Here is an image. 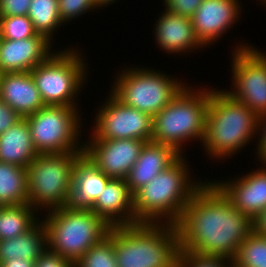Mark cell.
<instances>
[{
	"label": "cell",
	"mask_w": 266,
	"mask_h": 267,
	"mask_svg": "<svg viewBox=\"0 0 266 267\" xmlns=\"http://www.w3.org/2000/svg\"><path fill=\"white\" fill-rule=\"evenodd\" d=\"M207 181L193 194L175 223L179 249L233 260L239 245L253 232V222Z\"/></svg>",
	"instance_id": "6da1fadb"
},
{
	"label": "cell",
	"mask_w": 266,
	"mask_h": 267,
	"mask_svg": "<svg viewBox=\"0 0 266 267\" xmlns=\"http://www.w3.org/2000/svg\"><path fill=\"white\" fill-rule=\"evenodd\" d=\"M210 87V99L202 141L211 160H224L241 153L259 135L260 118L225 89ZM255 137V138H254ZM213 158V159H212Z\"/></svg>",
	"instance_id": "7a4b0ae2"
},
{
	"label": "cell",
	"mask_w": 266,
	"mask_h": 267,
	"mask_svg": "<svg viewBox=\"0 0 266 267\" xmlns=\"http://www.w3.org/2000/svg\"><path fill=\"white\" fill-rule=\"evenodd\" d=\"M185 156L133 194L138 222L175 224L179 220L193 194L206 182L190 175Z\"/></svg>",
	"instance_id": "3957f363"
},
{
	"label": "cell",
	"mask_w": 266,
	"mask_h": 267,
	"mask_svg": "<svg viewBox=\"0 0 266 267\" xmlns=\"http://www.w3.org/2000/svg\"><path fill=\"white\" fill-rule=\"evenodd\" d=\"M179 250L175 224L114 226L117 267H177Z\"/></svg>",
	"instance_id": "277c9868"
},
{
	"label": "cell",
	"mask_w": 266,
	"mask_h": 267,
	"mask_svg": "<svg viewBox=\"0 0 266 267\" xmlns=\"http://www.w3.org/2000/svg\"><path fill=\"white\" fill-rule=\"evenodd\" d=\"M194 87L187 84L167 106L153 116L151 142L172 146L181 155L186 152L185 144L188 141L199 140L202 143L210 86Z\"/></svg>",
	"instance_id": "5b68a950"
},
{
	"label": "cell",
	"mask_w": 266,
	"mask_h": 267,
	"mask_svg": "<svg viewBox=\"0 0 266 267\" xmlns=\"http://www.w3.org/2000/svg\"><path fill=\"white\" fill-rule=\"evenodd\" d=\"M44 219V220H43ZM48 249L75 265L95 244L101 242L111 226L90 208L69 205L47 211L42 218Z\"/></svg>",
	"instance_id": "8992f818"
},
{
	"label": "cell",
	"mask_w": 266,
	"mask_h": 267,
	"mask_svg": "<svg viewBox=\"0 0 266 267\" xmlns=\"http://www.w3.org/2000/svg\"><path fill=\"white\" fill-rule=\"evenodd\" d=\"M75 48L54 51L30 71L45 105L79 107L76 98L86 85L89 67Z\"/></svg>",
	"instance_id": "52a82bcc"
},
{
	"label": "cell",
	"mask_w": 266,
	"mask_h": 267,
	"mask_svg": "<svg viewBox=\"0 0 266 267\" xmlns=\"http://www.w3.org/2000/svg\"><path fill=\"white\" fill-rule=\"evenodd\" d=\"M83 153L38 154L26 168L28 203L38 212L69 204L76 162Z\"/></svg>",
	"instance_id": "ba28073f"
},
{
	"label": "cell",
	"mask_w": 266,
	"mask_h": 267,
	"mask_svg": "<svg viewBox=\"0 0 266 267\" xmlns=\"http://www.w3.org/2000/svg\"><path fill=\"white\" fill-rule=\"evenodd\" d=\"M110 92L124 105L152 117L167 106L187 85L164 71L150 67L122 68L116 73Z\"/></svg>",
	"instance_id": "9c48e42d"
},
{
	"label": "cell",
	"mask_w": 266,
	"mask_h": 267,
	"mask_svg": "<svg viewBox=\"0 0 266 267\" xmlns=\"http://www.w3.org/2000/svg\"><path fill=\"white\" fill-rule=\"evenodd\" d=\"M81 114L78 107L45 105L26 116L38 154L83 153Z\"/></svg>",
	"instance_id": "30bf717a"
},
{
	"label": "cell",
	"mask_w": 266,
	"mask_h": 267,
	"mask_svg": "<svg viewBox=\"0 0 266 267\" xmlns=\"http://www.w3.org/2000/svg\"><path fill=\"white\" fill-rule=\"evenodd\" d=\"M238 44L231 52L234 87L225 91L261 118L266 115V53L252 44Z\"/></svg>",
	"instance_id": "8fae6325"
},
{
	"label": "cell",
	"mask_w": 266,
	"mask_h": 267,
	"mask_svg": "<svg viewBox=\"0 0 266 267\" xmlns=\"http://www.w3.org/2000/svg\"><path fill=\"white\" fill-rule=\"evenodd\" d=\"M103 103L95 111L93 131L89 133L88 139H137L151 142V115L124 105L111 92Z\"/></svg>",
	"instance_id": "7c38bea8"
},
{
	"label": "cell",
	"mask_w": 266,
	"mask_h": 267,
	"mask_svg": "<svg viewBox=\"0 0 266 267\" xmlns=\"http://www.w3.org/2000/svg\"><path fill=\"white\" fill-rule=\"evenodd\" d=\"M83 154L106 176L126 179L145 141L137 139L83 140Z\"/></svg>",
	"instance_id": "4fadbf2b"
},
{
	"label": "cell",
	"mask_w": 266,
	"mask_h": 267,
	"mask_svg": "<svg viewBox=\"0 0 266 267\" xmlns=\"http://www.w3.org/2000/svg\"><path fill=\"white\" fill-rule=\"evenodd\" d=\"M240 1L204 0L199 5L191 19L196 37L205 48L217 43V40L238 23L242 13Z\"/></svg>",
	"instance_id": "5bb4252c"
},
{
	"label": "cell",
	"mask_w": 266,
	"mask_h": 267,
	"mask_svg": "<svg viewBox=\"0 0 266 267\" xmlns=\"http://www.w3.org/2000/svg\"><path fill=\"white\" fill-rule=\"evenodd\" d=\"M260 166L242 177L210 180L235 208L251 219L266 209V164Z\"/></svg>",
	"instance_id": "9a60e30c"
},
{
	"label": "cell",
	"mask_w": 266,
	"mask_h": 267,
	"mask_svg": "<svg viewBox=\"0 0 266 267\" xmlns=\"http://www.w3.org/2000/svg\"><path fill=\"white\" fill-rule=\"evenodd\" d=\"M44 35L35 34L22 40L0 39V71L30 72L42 64L54 51V44Z\"/></svg>",
	"instance_id": "2e32d148"
},
{
	"label": "cell",
	"mask_w": 266,
	"mask_h": 267,
	"mask_svg": "<svg viewBox=\"0 0 266 267\" xmlns=\"http://www.w3.org/2000/svg\"><path fill=\"white\" fill-rule=\"evenodd\" d=\"M154 24V40L166 54L182 55L195 52L205 46L196 37L192 19L173 14L164 9ZM194 49V50H193Z\"/></svg>",
	"instance_id": "e0dca14e"
},
{
	"label": "cell",
	"mask_w": 266,
	"mask_h": 267,
	"mask_svg": "<svg viewBox=\"0 0 266 267\" xmlns=\"http://www.w3.org/2000/svg\"><path fill=\"white\" fill-rule=\"evenodd\" d=\"M90 209L111 227L139 223L134 214V195L125 179L112 178Z\"/></svg>",
	"instance_id": "ac0fdd59"
},
{
	"label": "cell",
	"mask_w": 266,
	"mask_h": 267,
	"mask_svg": "<svg viewBox=\"0 0 266 267\" xmlns=\"http://www.w3.org/2000/svg\"><path fill=\"white\" fill-rule=\"evenodd\" d=\"M182 155L172 146L146 142L125 179L134 194L160 172L168 169Z\"/></svg>",
	"instance_id": "d6986e66"
},
{
	"label": "cell",
	"mask_w": 266,
	"mask_h": 267,
	"mask_svg": "<svg viewBox=\"0 0 266 267\" xmlns=\"http://www.w3.org/2000/svg\"><path fill=\"white\" fill-rule=\"evenodd\" d=\"M0 99L21 118L34 114L45 106L31 72L3 73Z\"/></svg>",
	"instance_id": "ffe728a7"
},
{
	"label": "cell",
	"mask_w": 266,
	"mask_h": 267,
	"mask_svg": "<svg viewBox=\"0 0 266 267\" xmlns=\"http://www.w3.org/2000/svg\"><path fill=\"white\" fill-rule=\"evenodd\" d=\"M111 179L83 155L75 164L68 205L90 208Z\"/></svg>",
	"instance_id": "44dd1931"
},
{
	"label": "cell",
	"mask_w": 266,
	"mask_h": 267,
	"mask_svg": "<svg viewBox=\"0 0 266 267\" xmlns=\"http://www.w3.org/2000/svg\"><path fill=\"white\" fill-rule=\"evenodd\" d=\"M37 155L25 118L0 135V162L27 168Z\"/></svg>",
	"instance_id": "7402d4cb"
},
{
	"label": "cell",
	"mask_w": 266,
	"mask_h": 267,
	"mask_svg": "<svg viewBox=\"0 0 266 267\" xmlns=\"http://www.w3.org/2000/svg\"><path fill=\"white\" fill-rule=\"evenodd\" d=\"M47 249L46 227L40 219L20 236L0 240V264L12 258L36 261Z\"/></svg>",
	"instance_id": "603a6c76"
},
{
	"label": "cell",
	"mask_w": 266,
	"mask_h": 267,
	"mask_svg": "<svg viewBox=\"0 0 266 267\" xmlns=\"http://www.w3.org/2000/svg\"><path fill=\"white\" fill-rule=\"evenodd\" d=\"M28 201L26 168L0 162V206L28 204Z\"/></svg>",
	"instance_id": "cb8c5ba5"
},
{
	"label": "cell",
	"mask_w": 266,
	"mask_h": 267,
	"mask_svg": "<svg viewBox=\"0 0 266 267\" xmlns=\"http://www.w3.org/2000/svg\"><path fill=\"white\" fill-rule=\"evenodd\" d=\"M28 203L16 206H1L0 240L11 239L30 230L42 217Z\"/></svg>",
	"instance_id": "d4e9b609"
},
{
	"label": "cell",
	"mask_w": 266,
	"mask_h": 267,
	"mask_svg": "<svg viewBox=\"0 0 266 267\" xmlns=\"http://www.w3.org/2000/svg\"><path fill=\"white\" fill-rule=\"evenodd\" d=\"M27 16L34 31L51 42L55 32L64 24L58 13V0H31Z\"/></svg>",
	"instance_id": "484cf974"
},
{
	"label": "cell",
	"mask_w": 266,
	"mask_h": 267,
	"mask_svg": "<svg viewBox=\"0 0 266 267\" xmlns=\"http://www.w3.org/2000/svg\"><path fill=\"white\" fill-rule=\"evenodd\" d=\"M232 261L239 267H266V236L252 232Z\"/></svg>",
	"instance_id": "4316f807"
},
{
	"label": "cell",
	"mask_w": 266,
	"mask_h": 267,
	"mask_svg": "<svg viewBox=\"0 0 266 267\" xmlns=\"http://www.w3.org/2000/svg\"><path fill=\"white\" fill-rule=\"evenodd\" d=\"M74 267H117L114 252V226L108 236L92 246Z\"/></svg>",
	"instance_id": "83f0119b"
},
{
	"label": "cell",
	"mask_w": 266,
	"mask_h": 267,
	"mask_svg": "<svg viewBox=\"0 0 266 267\" xmlns=\"http://www.w3.org/2000/svg\"><path fill=\"white\" fill-rule=\"evenodd\" d=\"M1 38L22 40L33 37L36 32L28 16L0 17Z\"/></svg>",
	"instance_id": "f1b7e54d"
},
{
	"label": "cell",
	"mask_w": 266,
	"mask_h": 267,
	"mask_svg": "<svg viewBox=\"0 0 266 267\" xmlns=\"http://www.w3.org/2000/svg\"><path fill=\"white\" fill-rule=\"evenodd\" d=\"M232 260L179 250L177 267H231Z\"/></svg>",
	"instance_id": "f546056e"
},
{
	"label": "cell",
	"mask_w": 266,
	"mask_h": 267,
	"mask_svg": "<svg viewBox=\"0 0 266 267\" xmlns=\"http://www.w3.org/2000/svg\"><path fill=\"white\" fill-rule=\"evenodd\" d=\"M95 9H100L95 0H58V13L64 25Z\"/></svg>",
	"instance_id": "4dcf8cb0"
},
{
	"label": "cell",
	"mask_w": 266,
	"mask_h": 267,
	"mask_svg": "<svg viewBox=\"0 0 266 267\" xmlns=\"http://www.w3.org/2000/svg\"><path fill=\"white\" fill-rule=\"evenodd\" d=\"M204 0H162L165 10L173 14L192 18Z\"/></svg>",
	"instance_id": "1f68e13d"
},
{
	"label": "cell",
	"mask_w": 266,
	"mask_h": 267,
	"mask_svg": "<svg viewBox=\"0 0 266 267\" xmlns=\"http://www.w3.org/2000/svg\"><path fill=\"white\" fill-rule=\"evenodd\" d=\"M31 0H0V17L26 16Z\"/></svg>",
	"instance_id": "d6a6232c"
},
{
	"label": "cell",
	"mask_w": 266,
	"mask_h": 267,
	"mask_svg": "<svg viewBox=\"0 0 266 267\" xmlns=\"http://www.w3.org/2000/svg\"><path fill=\"white\" fill-rule=\"evenodd\" d=\"M34 267H74V265L62 256L47 249L35 262Z\"/></svg>",
	"instance_id": "836d02e7"
},
{
	"label": "cell",
	"mask_w": 266,
	"mask_h": 267,
	"mask_svg": "<svg viewBox=\"0 0 266 267\" xmlns=\"http://www.w3.org/2000/svg\"><path fill=\"white\" fill-rule=\"evenodd\" d=\"M20 119L21 117L6 102L0 99V135Z\"/></svg>",
	"instance_id": "e575fe53"
},
{
	"label": "cell",
	"mask_w": 266,
	"mask_h": 267,
	"mask_svg": "<svg viewBox=\"0 0 266 267\" xmlns=\"http://www.w3.org/2000/svg\"><path fill=\"white\" fill-rule=\"evenodd\" d=\"M259 136L256 142L255 155L260 164H266V115L260 118Z\"/></svg>",
	"instance_id": "d590c367"
},
{
	"label": "cell",
	"mask_w": 266,
	"mask_h": 267,
	"mask_svg": "<svg viewBox=\"0 0 266 267\" xmlns=\"http://www.w3.org/2000/svg\"><path fill=\"white\" fill-rule=\"evenodd\" d=\"M253 232L266 236V209L262 210L254 219Z\"/></svg>",
	"instance_id": "8d00e7d4"
},
{
	"label": "cell",
	"mask_w": 266,
	"mask_h": 267,
	"mask_svg": "<svg viewBox=\"0 0 266 267\" xmlns=\"http://www.w3.org/2000/svg\"><path fill=\"white\" fill-rule=\"evenodd\" d=\"M36 261L25 260L21 258H12L0 264V267H34Z\"/></svg>",
	"instance_id": "74e56055"
},
{
	"label": "cell",
	"mask_w": 266,
	"mask_h": 267,
	"mask_svg": "<svg viewBox=\"0 0 266 267\" xmlns=\"http://www.w3.org/2000/svg\"><path fill=\"white\" fill-rule=\"evenodd\" d=\"M118 0H95V3L97 4V6L100 7H105V6H109L110 4L115 3Z\"/></svg>",
	"instance_id": "f35d334b"
},
{
	"label": "cell",
	"mask_w": 266,
	"mask_h": 267,
	"mask_svg": "<svg viewBox=\"0 0 266 267\" xmlns=\"http://www.w3.org/2000/svg\"><path fill=\"white\" fill-rule=\"evenodd\" d=\"M260 1V3L262 4V6L264 5L266 7V0H257Z\"/></svg>",
	"instance_id": "ab89813d"
},
{
	"label": "cell",
	"mask_w": 266,
	"mask_h": 267,
	"mask_svg": "<svg viewBox=\"0 0 266 267\" xmlns=\"http://www.w3.org/2000/svg\"><path fill=\"white\" fill-rule=\"evenodd\" d=\"M3 73L0 71V87H1V78H2Z\"/></svg>",
	"instance_id": "60d3db41"
},
{
	"label": "cell",
	"mask_w": 266,
	"mask_h": 267,
	"mask_svg": "<svg viewBox=\"0 0 266 267\" xmlns=\"http://www.w3.org/2000/svg\"><path fill=\"white\" fill-rule=\"evenodd\" d=\"M231 267H239V266L232 262Z\"/></svg>",
	"instance_id": "b9f144b4"
}]
</instances>
